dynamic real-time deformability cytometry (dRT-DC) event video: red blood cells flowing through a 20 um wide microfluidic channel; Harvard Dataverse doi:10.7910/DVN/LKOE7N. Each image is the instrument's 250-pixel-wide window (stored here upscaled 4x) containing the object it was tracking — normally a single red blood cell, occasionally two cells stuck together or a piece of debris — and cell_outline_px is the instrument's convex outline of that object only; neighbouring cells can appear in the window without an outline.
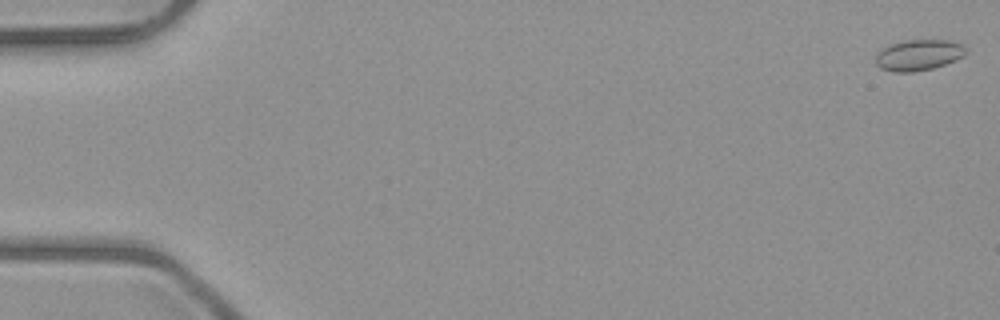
{"species": "common noctule bat (a hibernating species)", "species_latin": "Nyctalus noctula", "temperature_condition": "room temperature", "stored_images_in_passage": 6, "camera_frame_rate_fps": 3000, "um_per_image_px": 0.085, "animal": {"sex": "male", "body_mass_g": 23.1, "forearm_length_mm": 52.7}, "frame": {"image": 1, "passage_image": 1, "time_ms": 0.0, "image_size_px": [1000, 320], "cell_outline_px": [[964, 56], [956, 60], [932, 68], [912, 72], [896, 72], [880, 68], [876, 64], [876, 56], [880, 48], [888, 44], [904, 40], [948, 40], [964, 44]], "centroid_in_image_um": [78.04, 4.66], "position_along_channel_um": 7.0, "area_um2": 16.3}}